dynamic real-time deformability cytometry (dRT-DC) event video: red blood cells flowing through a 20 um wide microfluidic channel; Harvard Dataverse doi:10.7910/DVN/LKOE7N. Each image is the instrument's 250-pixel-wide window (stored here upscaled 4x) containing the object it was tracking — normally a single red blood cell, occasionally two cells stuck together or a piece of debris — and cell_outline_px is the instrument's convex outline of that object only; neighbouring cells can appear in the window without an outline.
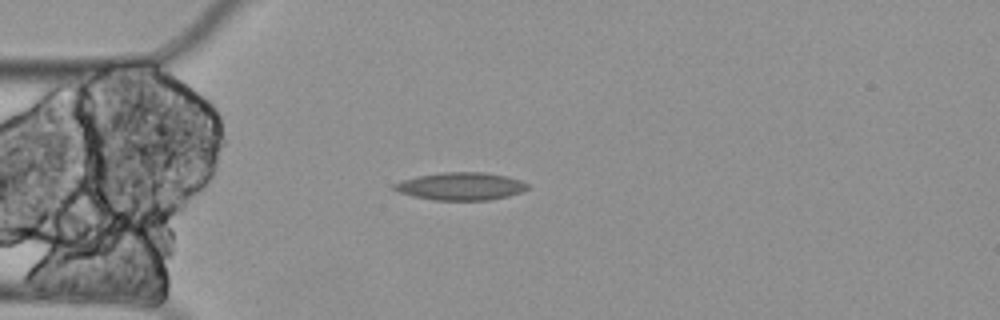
{"species": "Egyptian fruit bat (a non-hibernating species)", "species_latin": "Rousettus aegyptiacus", "temperature_condition": "cold", "stored_images_in_passage": 2, "camera_frame_rate_fps": 3000, "um_per_image_px": 0.085, "animal": {"sex": "female"}, "frame": {"image": 1, "passage_image": 2, "time_ms": 0.333, "image_size_px": [1000, 320], "cell_outline_px": [[528, 188], [520, 192], [508, 196], [488, 200], [436, 200], [412, 196], [400, 192], [392, 188], [392, 184], [416, 176], [444, 172], [484, 172], [504, 176], [520, 180], [528, 184]], "centroid_in_image_um": [39.15, 15.83], "position_along_channel_um": 45.9, "area_um2": 21.33}}